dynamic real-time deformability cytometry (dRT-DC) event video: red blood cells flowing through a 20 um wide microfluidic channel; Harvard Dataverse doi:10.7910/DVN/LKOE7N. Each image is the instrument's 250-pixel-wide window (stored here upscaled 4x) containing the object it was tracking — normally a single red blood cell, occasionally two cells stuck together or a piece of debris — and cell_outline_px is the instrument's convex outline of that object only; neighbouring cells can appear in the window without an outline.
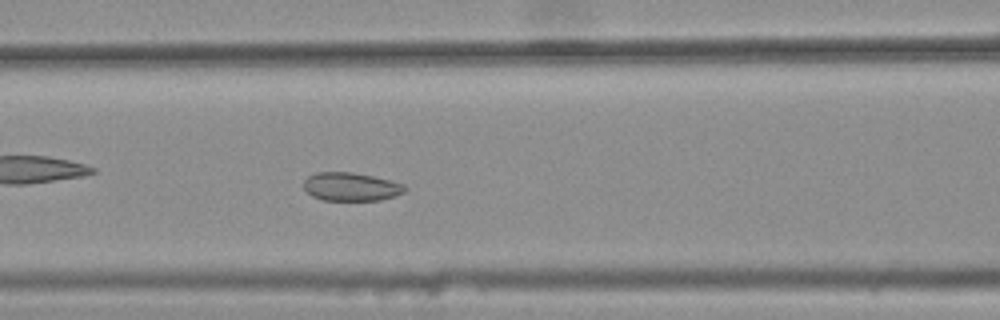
{"species": "common noctule bat (a hibernating species)", "species_latin": "Nyctalus noctula", "temperature_condition": "warm", "stored_images_in_passage": 43, "camera_frame_rate_fps": 3000, "um_per_image_px": 0.085, "animal": {"sex": "female", "body_mass_g": 25.1}, "frame": {"image": 1, "passage_image": 22, "time_ms": 7.0, "image_size_px": [1000, 320], "cell_outline_px": [[408, 188], [404, 192], [396, 196], [380, 200], [324, 200], [312, 196], [304, 188], [304, 180], [308, 176], [316, 172], [352, 172], [392, 180], [404, 184]], "centroid_in_image_um": [29.87, 15.87], "position_along_channel_um": 136.7, "area_um2": 16.82}}
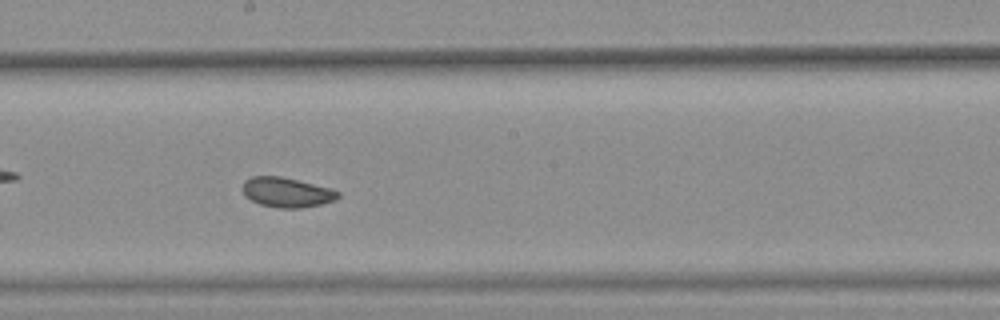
{"frame": {"image": 2, "passage_image": 29, "time_ms": 9.333, "image_size_px": [1000, 320], "cell_outline_px": [[340, 196], [336, 200], [320, 204], [300, 208], [280, 208], [260, 204], [244, 196], [244, 180], [252, 176], [280, 176], [332, 188], [340, 192]], "centroid_in_image_um": [24.4, 16.34], "position_along_channel_um": 223.8, "area_um2": 16.53}}
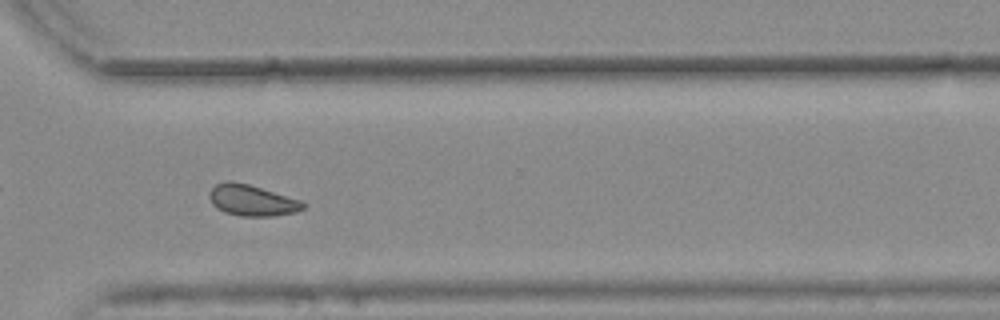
{"frame": {"image": 3, "passage_image": 39, "time_ms": 12.667, "image_size_px": [1000, 320], "cell_outline_px": [[304, 208], [296, 212], [272, 216], [240, 216], [224, 212], [216, 208], [212, 204], [208, 196], [208, 192], [216, 184], [228, 180], [232, 180], [248, 184], [300, 200], [304, 204]], "centroid_in_image_um": [21.36, 17.03], "position_along_channel_um": 349.2, "area_um2": 16.94}, "authors_computed_cell_mechanics": {"area_um2": 17.4556, "velocity_mm_per_s": 3.7431, "shape_relaxation_time_tau1_ms": null, "shape_relaxation_time_tau2_ms": 3.2729, "deformation_change_tau1": null, "deformation_change_tau2": 0.0689}}